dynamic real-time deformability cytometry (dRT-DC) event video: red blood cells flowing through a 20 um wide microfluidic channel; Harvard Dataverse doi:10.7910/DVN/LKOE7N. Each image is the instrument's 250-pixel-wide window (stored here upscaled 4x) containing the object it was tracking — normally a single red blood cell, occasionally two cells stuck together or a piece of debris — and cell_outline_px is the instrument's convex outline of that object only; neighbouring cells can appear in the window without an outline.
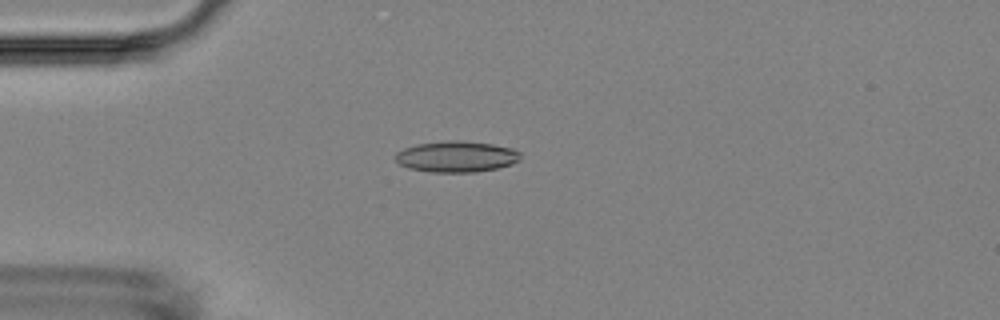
{"species": "Egyptian fruit bat (a non-hibernating species)", "species_latin": "Rousettus aegyptiacus", "temperature_condition": "room temperature", "stored_images_in_passage": 3, "camera_frame_rate_fps": 3000, "um_per_image_px": 0.085, "animal": {"sex": "female"}, "frame": {"image": 1, "passage_image": 1, "time_ms": 0.0, "image_size_px": [1000, 320], "cell_outline_px": [[520, 160], [512, 164], [496, 168], [476, 172], [432, 172], [408, 168], [400, 164], [392, 156], [396, 152], [404, 148], [416, 144], [448, 140], [460, 140], [492, 144], [512, 148], [520, 152]], "centroid_in_image_um": [38.77, 13.3], "position_along_channel_um": 46.2, "area_um2": 22.77}}
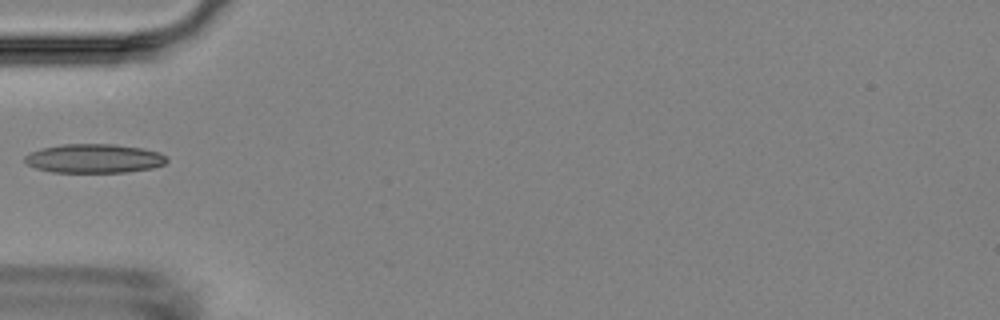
{"frame": {"image": 2, "passage_image": 2, "time_ms": 1.333, "image_size_px": [1000, 320], "cell_outline_px": [[168, 160], [164, 164], [152, 168], [128, 172], [52, 172], [36, 168], [28, 164], [24, 160], [24, 156], [40, 148], [64, 144], [116, 144], [144, 148], [160, 152], [168, 156]], "centroid_in_image_um": [8.05, 13.46], "position_along_channel_um": 77.0, "area_um2": 24.16}}